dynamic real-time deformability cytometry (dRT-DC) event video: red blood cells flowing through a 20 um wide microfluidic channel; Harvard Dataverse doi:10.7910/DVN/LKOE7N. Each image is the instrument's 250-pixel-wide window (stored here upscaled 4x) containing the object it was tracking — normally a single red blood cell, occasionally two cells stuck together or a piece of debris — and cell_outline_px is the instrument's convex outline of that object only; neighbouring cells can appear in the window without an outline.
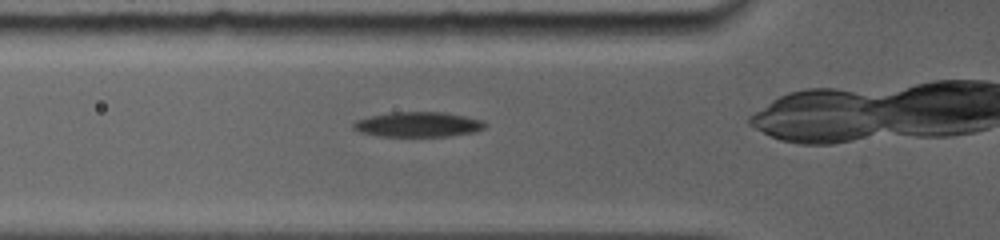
{"species": "common noctule bat (a hibernating species)", "species_latin": "Nyctalus noctula", "temperature_condition": "room temperature", "stored_images_in_passage": 17, "camera_frame_rate_fps": 5000, "um_per_image_px": 0.085, "animal": {"sex": "female", "body_mass_g": 19.0, "forearm_length_mm": 56.7}, "frame": {"image": 1, "passage_image": 3, "time_ms": 1.2, "image_size_px": [1000, 240], "cell_outline_px": [[488, 124], [484, 128], [476, 132], [448, 136], [376, 136], [360, 132], [352, 128], [352, 124], [356, 120], [388, 112], [444, 112], [484, 120]], "centroid_in_image_um": [35.55, 10.58], "position_along_channel_um": 90.2, "area_um2": 19.31}}
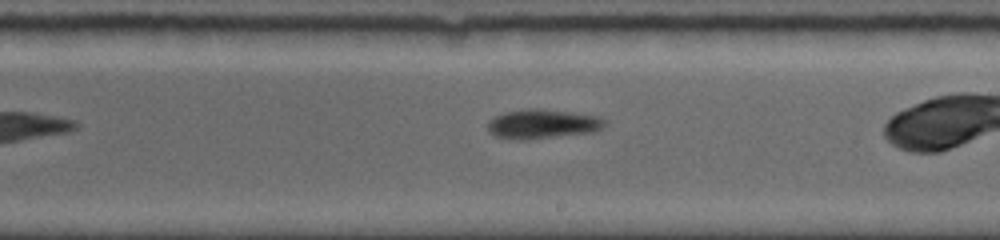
{"frame": {"image": 2, "passage_image": 10, "time_ms": 5.2, "image_size_px": [1000, 240], "cell_outline_px": [[608, 124], [604, 128], [592, 132], [528, 140], [516, 140], [496, 136], [488, 132], [488, 120], [504, 112], [528, 108], [544, 108], [600, 116], [608, 120]], "centroid_in_image_um": [46.16, 10.53], "position_along_channel_um": 242.8, "area_um2": 20.52}}